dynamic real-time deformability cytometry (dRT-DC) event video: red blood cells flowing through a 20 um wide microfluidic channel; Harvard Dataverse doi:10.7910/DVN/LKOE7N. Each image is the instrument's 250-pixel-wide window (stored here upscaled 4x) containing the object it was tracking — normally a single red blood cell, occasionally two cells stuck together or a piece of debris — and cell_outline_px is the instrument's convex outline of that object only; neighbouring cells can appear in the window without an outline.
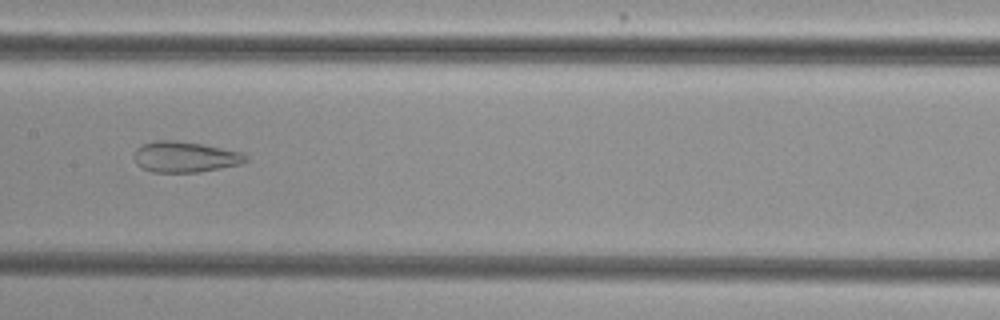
{"species": "common noctule bat (a hibernating species)", "species_latin": "Nyctalus noctula", "temperature_condition": "cold", "stored_images_in_passage": 39, "camera_frame_rate_fps": 3000, "um_per_image_px": 0.085, "animal": {"sex": "female", "body_mass_g": 29.2, "forearm_length_mm": 56.3}, "frame": {"image": 1, "passage_image": 22, "time_ms": 7.0, "image_size_px": [1000, 320], "cell_outline_px": [[248, 160], [240, 164], [200, 172], [152, 172], [136, 164], [132, 156], [136, 148], [144, 144], [156, 140], [176, 140], [200, 144], [240, 152], [248, 156]], "centroid_in_image_um": [15.69, 13.34], "position_along_channel_um": 191.7, "area_um2": 19.94}}
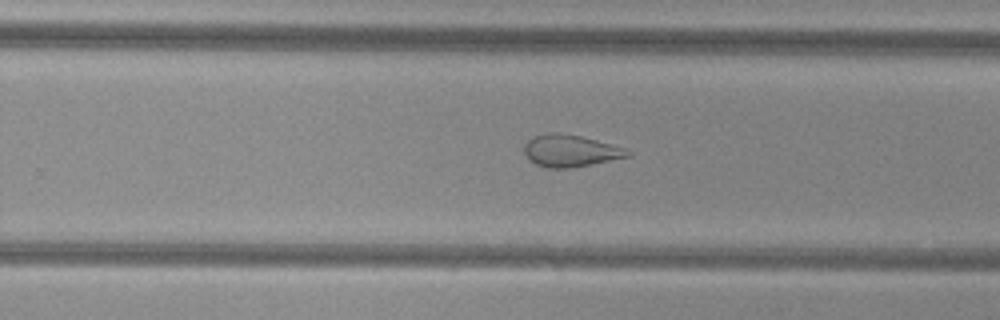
{"frame": {"image": 2, "passage_image": 29, "time_ms": 9.333, "image_size_px": [1000, 320], "cell_outline_px": [[632, 152], [628, 156], [568, 168], [548, 168], [536, 164], [528, 160], [524, 152], [524, 144], [532, 136], [548, 132], [560, 132], [580, 136], [596, 140], [624, 148]], "centroid_in_image_um": [48.39, 12.8], "position_along_channel_um": 281.4, "area_um2": 19.07}}
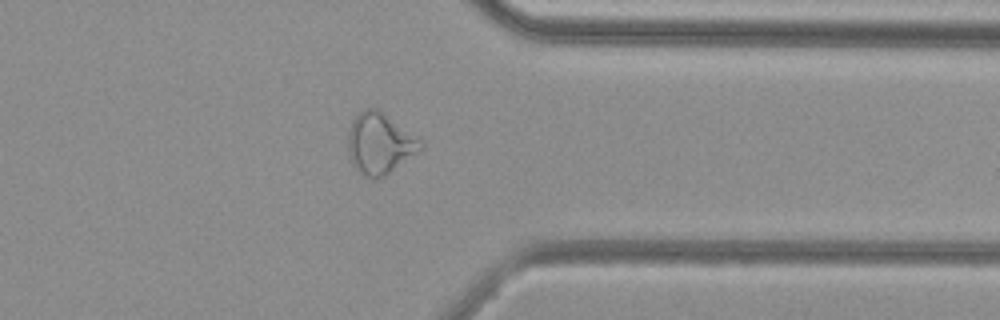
{"frame": {"image": 3, "passage_image": 37, "time_ms": 12.0, "image_size_px": [1000, 320], "cell_outline_px": [[424, 148], [384, 176], [372, 180], [364, 176], [352, 164], [348, 156], [348, 132], [352, 120], [356, 112], [364, 108], [376, 108], [420, 140], [424, 144]], "centroid_in_image_um": [32.23, 12.21], "position_along_channel_um": 379.2, "area_um2": 25.66}}